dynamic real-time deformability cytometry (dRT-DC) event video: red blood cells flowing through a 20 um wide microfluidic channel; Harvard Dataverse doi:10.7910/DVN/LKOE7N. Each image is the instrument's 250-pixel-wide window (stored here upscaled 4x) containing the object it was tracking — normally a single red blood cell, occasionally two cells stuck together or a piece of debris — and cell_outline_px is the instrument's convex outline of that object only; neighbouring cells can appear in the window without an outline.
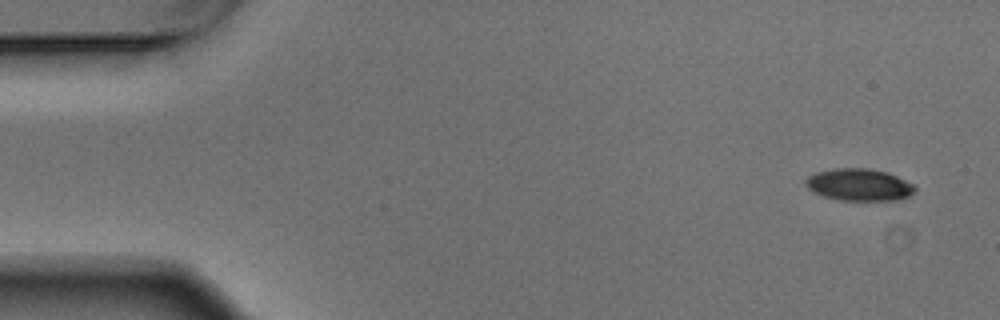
{"species": "Egyptian fruit bat (a non-hibernating species)", "species_latin": "Rousettus aegyptiacus", "temperature_condition": "warm", "stored_images_in_passage": 6, "segment_of_instrument_passage": [2, 2], "camera_frame_rate_fps": 3000, "um_per_image_px": 0.085, "animal": {"sex": "male"}, "frame": {"image": 1, "passage_image": 6, "time_ms": 1.667, "image_size_px": [1000, 320], "cell_outline_px": [[916, 188], [908, 196], [900, 200], [840, 200], [824, 196], [808, 188], [804, 184], [804, 180], [808, 176], [816, 172], [832, 168], [868, 168], [888, 172], [912, 184]], "centroid_in_image_um": [73.0, 15.69], "position_along_channel_um": 12.0, "area_um2": 20.35}}